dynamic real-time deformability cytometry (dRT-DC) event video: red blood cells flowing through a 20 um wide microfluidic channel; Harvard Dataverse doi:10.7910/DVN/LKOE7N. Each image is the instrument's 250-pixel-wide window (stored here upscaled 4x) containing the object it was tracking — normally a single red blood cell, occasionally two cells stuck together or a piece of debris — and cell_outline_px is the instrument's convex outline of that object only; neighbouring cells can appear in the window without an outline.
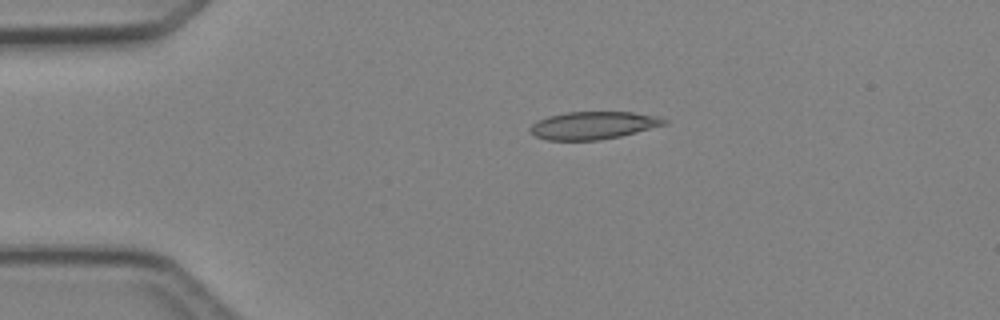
{"species": "Egyptian fruit bat (a non-hibernating species)", "species_latin": "Rousettus aegyptiacus", "temperature_condition": "cold", "stored_images_in_passage": 4, "camera_frame_rate_fps": 3000, "um_per_image_px": 0.085, "animal": {"sex": "female"}, "frame": {"image": 1, "passage_image": 3, "time_ms": 2.333, "image_size_px": [1000, 320], "cell_outline_px": [[668, 124], [620, 136], [600, 140], [548, 140], [536, 136], [528, 132], [528, 128], [536, 120], [548, 116], [568, 112], [632, 112], [656, 116], [668, 120]], "centroid_in_image_um": [50.4, 10.66], "position_along_channel_um": 34.6, "area_um2": 21.68}}